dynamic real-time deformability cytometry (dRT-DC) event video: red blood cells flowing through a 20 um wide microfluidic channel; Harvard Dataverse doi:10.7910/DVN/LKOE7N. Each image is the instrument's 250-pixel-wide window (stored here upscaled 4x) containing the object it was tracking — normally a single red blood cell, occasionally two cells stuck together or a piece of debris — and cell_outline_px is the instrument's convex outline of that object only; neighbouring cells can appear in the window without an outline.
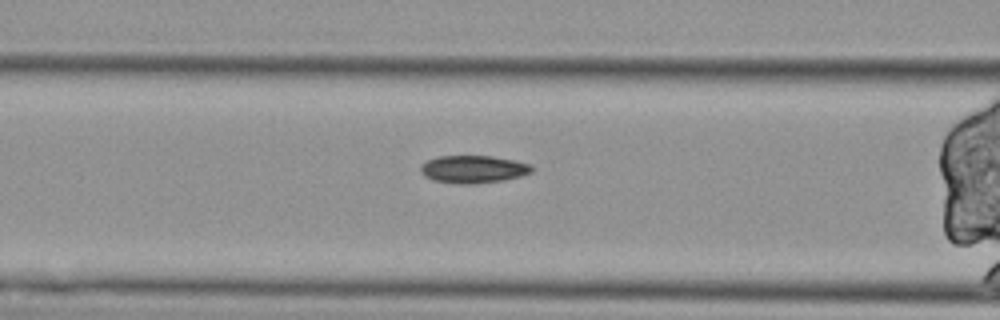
{"species": "Egyptian fruit bat (a non-hibernating species)", "species_latin": "Rousettus aegyptiacus", "temperature_condition": "cold", "stored_images_in_passage": 38, "camera_frame_rate_fps": 3000, "um_per_image_px": 0.085, "animal": {"sex": "female"}, "frame": {"image": 1, "passage_image": 14, "time_ms": 4.333, "image_size_px": [1000, 320], "cell_outline_px": [[536, 168], [532, 172], [520, 176], [504, 180], [472, 184], [460, 184], [432, 180], [424, 176], [420, 172], [420, 164], [428, 160], [440, 156], [492, 156], [532, 164]], "centroid_in_image_um": [40.24, 14.38], "position_along_channel_um": 126.4, "area_um2": 18.03}}
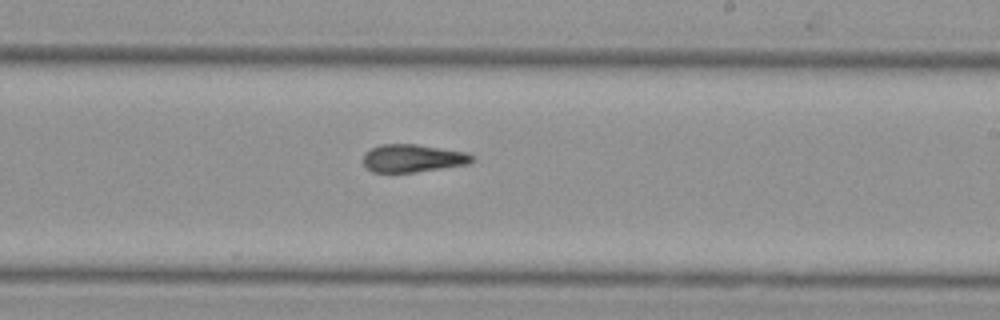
{"frame": {"image": 2, "passage_image": 25, "time_ms": 8.0, "image_size_px": [1000, 320], "cell_outline_px": [[476, 160], [468, 164], [412, 172], [372, 172], [364, 168], [364, 152], [380, 144], [416, 144], [468, 152], [476, 156]], "centroid_in_image_um": [35.11, 13.44], "position_along_channel_um": 253.9, "area_um2": 17.8}}
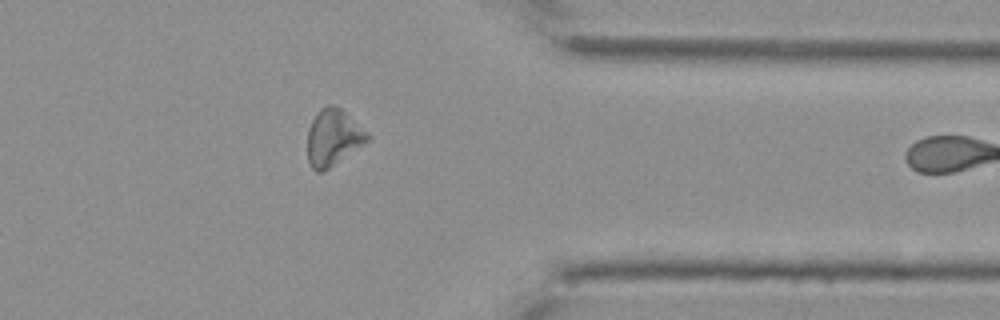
{"frame": {"image": 3, "passage_image": 37, "time_ms": 12.0, "image_size_px": [1000, 320], "cell_outline_px": [[372, 136], [368, 140], [324, 172], [316, 172], [308, 164], [308, 128], [316, 112], [320, 108], [328, 104], [336, 104], [368, 132]], "centroid_in_image_um": [28.3, 11.67], "position_along_channel_um": 383.1, "area_um2": 19.83}}